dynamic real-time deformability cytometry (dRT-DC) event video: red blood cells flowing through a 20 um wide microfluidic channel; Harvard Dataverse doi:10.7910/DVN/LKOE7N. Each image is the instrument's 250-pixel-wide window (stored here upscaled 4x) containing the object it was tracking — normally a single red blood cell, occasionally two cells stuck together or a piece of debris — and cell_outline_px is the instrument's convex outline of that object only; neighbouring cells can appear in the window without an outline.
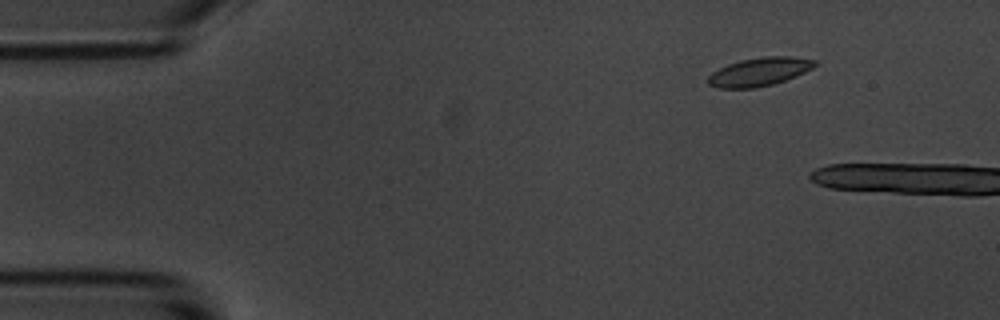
{"species": "common noctule bat (a hibernating species)", "species_latin": "Nyctalus noctula", "temperature_condition": "room temperature", "stored_images_in_passage": 3, "camera_frame_rate_fps": 3000, "um_per_image_px": 0.085, "animal": {"sex": "male", "body_mass_g": 20.1, "forearm_length_mm": 53.5}, "frame": {"image": 1, "passage_image": 2, "time_ms": 1.0, "image_size_px": [1000, 320], "cell_outline_px": [[816, 64], [812, 68], [796, 76], [772, 84], [756, 88], [720, 88], [708, 84], [708, 76], [712, 72], [728, 64], [740, 60], [764, 56], [792, 56], [816, 60]], "centroid_in_image_um": [64.54, 6.09], "position_along_channel_um": 20.5, "area_um2": 17.57}}